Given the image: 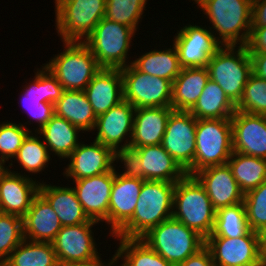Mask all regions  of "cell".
Returning a JSON list of instances; mask_svg holds the SVG:
<instances>
[{"label":"cell","instance_id":"7402d4cb","mask_svg":"<svg viewBox=\"0 0 266 266\" xmlns=\"http://www.w3.org/2000/svg\"><path fill=\"white\" fill-rule=\"evenodd\" d=\"M143 181L115 174L109 202V236H114L133 216Z\"/></svg>","mask_w":266,"mask_h":266},{"label":"cell","instance_id":"7a4b0ae2","mask_svg":"<svg viewBox=\"0 0 266 266\" xmlns=\"http://www.w3.org/2000/svg\"><path fill=\"white\" fill-rule=\"evenodd\" d=\"M192 1L209 18L213 26L209 29L222 46L247 45L252 28V0Z\"/></svg>","mask_w":266,"mask_h":266},{"label":"cell","instance_id":"c3c4849f","mask_svg":"<svg viewBox=\"0 0 266 266\" xmlns=\"http://www.w3.org/2000/svg\"><path fill=\"white\" fill-rule=\"evenodd\" d=\"M109 263H104L100 258L87 262H58L57 266H114V256ZM103 262V263H102Z\"/></svg>","mask_w":266,"mask_h":266},{"label":"cell","instance_id":"d590c367","mask_svg":"<svg viewBox=\"0 0 266 266\" xmlns=\"http://www.w3.org/2000/svg\"><path fill=\"white\" fill-rule=\"evenodd\" d=\"M250 230L244 203L220 208L216 211L214 227L208 237L237 238Z\"/></svg>","mask_w":266,"mask_h":266},{"label":"cell","instance_id":"b9f144b4","mask_svg":"<svg viewBox=\"0 0 266 266\" xmlns=\"http://www.w3.org/2000/svg\"><path fill=\"white\" fill-rule=\"evenodd\" d=\"M30 132L33 131L22 123H0V167H5L6 161L17 155L23 140Z\"/></svg>","mask_w":266,"mask_h":266},{"label":"cell","instance_id":"8992f818","mask_svg":"<svg viewBox=\"0 0 266 266\" xmlns=\"http://www.w3.org/2000/svg\"><path fill=\"white\" fill-rule=\"evenodd\" d=\"M195 143L194 162L187 175L226 164L233 153L231 119H197Z\"/></svg>","mask_w":266,"mask_h":266},{"label":"cell","instance_id":"9c48e42d","mask_svg":"<svg viewBox=\"0 0 266 266\" xmlns=\"http://www.w3.org/2000/svg\"><path fill=\"white\" fill-rule=\"evenodd\" d=\"M135 33L134 29L104 17L84 43L101 68L121 69L128 65V51Z\"/></svg>","mask_w":266,"mask_h":266},{"label":"cell","instance_id":"cb8c5ba5","mask_svg":"<svg viewBox=\"0 0 266 266\" xmlns=\"http://www.w3.org/2000/svg\"><path fill=\"white\" fill-rule=\"evenodd\" d=\"M172 107L136 108L130 146L139 148L162 143Z\"/></svg>","mask_w":266,"mask_h":266},{"label":"cell","instance_id":"6da1fadb","mask_svg":"<svg viewBox=\"0 0 266 266\" xmlns=\"http://www.w3.org/2000/svg\"><path fill=\"white\" fill-rule=\"evenodd\" d=\"M175 186L171 182L144 180L132 218L113 237L141 238L172 218Z\"/></svg>","mask_w":266,"mask_h":266},{"label":"cell","instance_id":"f1b7e54d","mask_svg":"<svg viewBox=\"0 0 266 266\" xmlns=\"http://www.w3.org/2000/svg\"><path fill=\"white\" fill-rule=\"evenodd\" d=\"M54 114L83 131H94L97 116L84 91L64 90L54 104Z\"/></svg>","mask_w":266,"mask_h":266},{"label":"cell","instance_id":"9a60e30c","mask_svg":"<svg viewBox=\"0 0 266 266\" xmlns=\"http://www.w3.org/2000/svg\"><path fill=\"white\" fill-rule=\"evenodd\" d=\"M99 222L89 220L72 226H62L51 242L58 262H87L100 258L91 230Z\"/></svg>","mask_w":266,"mask_h":266},{"label":"cell","instance_id":"4316f807","mask_svg":"<svg viewBox=\"0 0 266 266\" xmlns=\"http://www.w3.org/2000/svg\"><path fill=\"white\" fill-rule=\"evenodd\" d=\"M39 193L51 205L62 226L78 225L90 220L72 187H60L42 181L39 184Z\"/></svg>","mask_w":266,"mask_h":266},{"label":"cell","instance_id":"52a82bcc","mask_svg":"<svg viewBox=\"0 0 266 266\" xmlns=\"http://www.w3.org/2000/svg\"><path fill=\"white\" fill-rule=\"evenodd\" d=\"M64 50L43 64L64 90L84 91L102 69L84 42H63Z\"/></svg>","mask_w":266,"mask_h":266},{"label":"cell","instance_id":"30bf717a","mask_svg":"<svg viewBox=\"0 0 266 266\" xmlns=\"http://www.w3.org/2000/svg\"><path fill=\"white\" fill-rule=\"evenodd\" d=\"M123 100L135 108L171 107L173 82L135 69L130 63L121 68Z\"/></svg>","mask_w":266,"mask_h":266},{"label":"cell","instance_id":"1f68e13d","mask_svg":"<svg viewBox=\"0 0 266 266\" xmlns=\"http://www.w3.org/2000/svg\"><path fill=\"white\" fill-rule=\"evenodd\" d=\"M135 69L151 76L161 77L169 81H174L180 74L178 52L174 44L165 50L149 51L129 62Z\"/></svg>","mask_w":266,"mask_h":266},{"label":"cell","instance_id":"f546056e","mask_svg":"<svg viewBox=\"0 0 266 266\" xmlns=\"http://www.w3.org/2000/svg\"><path fill=\"white\" fill-rule=\"evenodd\" d=\"M82 131L66 119L53 115L51 120L37 133L41 136L49 153L67 158L80 144L78 132Z\"/></svg>","mask_w":266,"mask_h":266},{"label":"cell","instance_id":"ee69618b","mask_svg":"<svg viewBox=\"0 0 266 266\" xmlns=\"http://www.w3.org/2000/svg\"><path fill=\"white\" fill-rule=\"evenodd\" d=\"M246 46L249 53L266 54V26H252L250 38Z\"/></svg>","mask_w":266,"mask_h":266},{"label":"cell","instance_id":"7c38bea8","mask_svg":"<svg viewBox=\"0 0 266 266\" xmlns=\"http://www.w3.org/2000/svg\"><path fill=\"white\" fill-rule=\"evenodd\" d=\"M205 246L210 250L215 266L262 264L260 234L252 230L237 238L207 237Z\"/></svg>","mask_w":266,"mask_h":266},{"label":"cell","instance_id":"3957f363","mask_svg":"<svg viewBox=\"0 0 266 266\" xmlns=\"http://www.w3.org/2000/svg\"><path fill=\"white\" fill-rule=\"evenodd\" d=\"M216 210L205 188L190 175L176 182L172 218L198 232L205 239L214 227Z\"/></svg>","mask_w":266,"mask_h":266},{"label":"cell","instance_id":"d6a6232c","mask_svg":"<svg viewBox=\"0 0 266 266\" xmlns=\"http://www.w3.org/2000/svg\"><path fill=\"white\" fill-rule=\"evenodd\" d=\"M58 259L51 242L24 239L2 263V266H57Z\"/></svg>","mask_w":266,"mask_h":266},{"label":"cell","instance_id":"5bb4252c","mask_svg":"<svg viewBox=\"0 0 266 266\" xmlns=\"http://www.w3.org/2000/svg\"><path fill=\"white\" fill-rule=\"evenodd\" d=\"M182 68L207 67L209 59L222 46L207 27L185 25L174 36Z\"/></svg>","mask_w":266,"mask_h":266},{"label":"cell","instance_id":"ba28073f","mask_svg":"<svg viewBox=\"0 0 266 266\" xmlns=\"http://www.w3.org/2000/svg\"><path fill=\"white\" fill-rule=\"evenodd\" d=\"M106 0H55V24L62 42H85L105 17Z\"/></svg>","mask_w":266,"mask_h":266},{"label":"cell","instance_id":"7dc6e473","mask_svg":"<svg viewBox=\"0 0 266 266\" xmlns=\"http://www.w3.org/2000/svg\"><path fill=\"white\" fill-rule=\"evenodd\" d=\"M252 63V73L258 78L266 80V54L249 53Z\"/></svg>","mask_w":266,"mask_h":266},{"label":"cell","instance_id":"484cf974","mask_svg":"<svg viewBox=\"0 0 266 266\" xmlns=\"http://www.w3.org/2000/svg\"><path fill=\"white\" fill-rule=\"evenodd\" d=\"M142 165L144 180L176 183L187 174L161 144L136 148Z\"/></svg>","mask_w":266,"mask_h":266},{"label":"cell","instance_id":"ac0fdd59","mask_svg":"<svg viewBox=\"0 0 266 266\" xmlns=\"http://www.w3.org/2000/svg\"><path fill=\"white\" fill-rule=\"evenodd\" d=\"M69 164L63 175L73 180L97 176L114 170V151L94 140L91 144H80L66 158Z\"/></svg>","mask_w":266,"mask_h":266},{"label":"cell","instance_id":"4fadbf2b","mask_svg":"<svg viewBox=\"0 0 266 266\" xmlns=\"http://www.w3.org/2000/svg\"><path fill=\"white\" fill-rule=\"evenodd\" d=\"M197 119L189 111L174 110L167 121L162 147L187 171L194 162Z\"/></svg>","mask_w":266,"mask_h":266},{"label":"cell","instance_id":"ffe728a7","mask_svg":"<svg viewBox=\"0 0 266 266\" xmlns=\"http://www.w3.org/2000/svg\"><path fill=\"white\" fill-rule=\"evenodd\" d=\"M231 125L234 152L266 159V116L236 110Z\"/></svg>","mask_w":266,"mask_h":266},{"label":"cell","instance_id":"603a6c76","mask_svg":"<svg viewBox=\"0 0 266 266\" xmlns=\"http://www.w3.org/2000/svg\"><path fill=\"white\" fill-rule=\"evenodd\" d=\"M96 116L106 113L123 101L121 69L102 68L84 90Z\"/></svg>","mask_w":266,"mask_h":266},{"label":"cell","instance_id":"bcb514c9","mask_svg":"<svg viewBox=\"0 0 266 266\" xmlns=\"http://www.w3.org/2000/svg\"><path fill=\"white\" fill-rule=\"evenodd\" d=\"M252 26H266V0H252Z\"/></svg>","mask_w":266,"mask_h":266},{"label":"cell","instance_id":"4dcf8cb0","mask_svg":"<svg viewBox=\"0 0 266 266\" xmlns=\"http://www.w3.org/2000/svg\"><path fill=\"white\" fill-rule=\"evenodd\" d=\"M236 106L222 88L209 79L195 105L189 112L196 119H231Z\"/></svg>","mask_w":266,"mask_h":266},{"label":"cell","instance_id":"8d00e7d4","mask_svg":"<svg viewBox=\"0 0 266 266\" xmlns=\"http://www.w3.org/2000/svg\"><path fill=\"white\" fill-rule=\"evenodd\" d=\"M35 135V136H34ZM36 132H30L23 140L14 161L17 160L21 168H24L27 173L37 174L44 171L48 167L50 157L47 146L44 144L43 139H40ZM47 165V166H46Z\"/></svg>","mask_w":266,"mask_h":266},{"label":"cell","instance_id":"83f0119b","mask_svg":"<svg viewBox=\"0 0 266 266\" xmlns=\"http://www.w3.org/2000/svg\"><path fill=\"white\" fill-rule=\"evenodd\" d=\"M209 79L207 67L182 68L173 81L171 107L176 111H189Z\"/></svg>","mask_w":266,"mask_h":266},{"label":"cell","instance_id":"d6986e66","mask_svg":"<svg viewBox=\"0 0 266 266\" xmlns=\"http://www.w3.org/2000/svg\"><path fill=\"white\" fill-rule=\"evenodd\" d=\"M135 109L129 102L123 100L106 113L97 116L94 127L97 134L94 140L113 151L130 146Z\"/></svg>","mask_w":266,"mask_h":266},{"label":"cell","instance_id":"f6af8a7d","mask_svg":"<svg viewBox=\"0 0 266 266\" xmlns=\"http://www.w3.org/2000/svg\"><path fill=\"white\" fill-rule=\"evenodd\" d=\"M179 266H215L210 250L204 246L194 255L189 256Z\"/></svg>","mask_w":266,"mask_h":266},{"label":"cell","instance_id":"836d02e7","mask_svg":"<svg viewBox=\"0 0 266 266\" xmlns=\"http://www.w3.org/2000/svg\"><path fill=\"white\" fill-rule=\"evenodd\" d=\"M227 163L244 194L266 180V159L233 151Z\"/></svg>","mask_w":266,"mask_h":266},{"label":"cell","instance_id":"5b68a950","mask_svg":"<svg viewBox=\"0 0 266 266\" xmlns=\"http://www.w3.org/2000/svg\"><path fill=\"white\" fill-rule=\"evenodd\" d=\"M209 78L216 82L236 106L252 74V63L246 45L221 46L209 59Z\"/></svg>","mask_w":266,"mask_h":266},{"label":"cell","instance_id":"44dd1931","mask_svg":"<svg viewBox=\"0 0 266 266\" xmlns=\"http://www.w3.org/2000/svg\"><path fill=\"white\" fill-rule=\"evenodd\" d=\"M193 176L205 188L216 211L243 202L244 193L240 190L228 163L204 168Z\"/></svg>","mask_w":266,"mask_h":266},{"label":"cell","instance_id":"d4e9b609","mask_svg":"<svg viewBox=\"0 0 266 266\" xmlns=\"http://www.w3.org/2000/svg\"><path fill=\"white\" fill-rule=\"evenodd\" d=\"M23 228L27 240L52 242L62 225L51 205L38 193L23 217Z\"/></svg>","mask_w":266,"mask_h":266},{"label":"cell","instance_id":"ab89813d","mask_svg":"<svg viewBox=\"0 0 266 266\" xmlns=\"http://www.w3.org/2000/svg\"><path fill=\"white\" fill-rule=\"evenodd\" d=\"M236 110L266 116V80L249 76Z\"/></svg>","mask_w":266,"mask_h":266},{"label":"cell","instance_id":"e575fe53","mask_svg":"<svg viewBox=\"0 0 266 266\" xmlns=\"http://www.w3.org/2000/svg\"><path fill=\"white\" fill-rule=\"evenodd\" d=\"M119 240V246L113 254L114 266L120 260L119 266H172L161 255L151 249L140 238H115Z\"/></svg>","mask_w":266,"mask_h":266},{"label":"cell","instance_id":"277c9868","mask_svg":"<svg viewBox=\"0 0 266 266\" xmlns=\"http://www.w3.org/2000/svg\"><path fill=\"white\" fill-rule=\"evenodd\" d=\"M172 266H179L205 246V238L185 224L170 218L140 238Z\"/></svg>","mask_w":266,"mask_h":266},{"label":"cell","instance_id":"681fc988","mask_svg":"<svg viewBox=\"0 0 266 266\" xmlns=\"http://www.w3.org/2000/svg\"><path fill=\"white\" fill-rule=\"evenodd\" d=\"M261 262L266 263V230L260 234Z\"/></svg>","mask_w":266,"mask_h":266},{"label":"cell","instance_id":"74e56055","mask_svg":"<svg viewBox=\"0 0 266 266\" xmlns=\"http://www.w3.org/2000/svg\"><path fill=\"white\" fill-rule=\"evenodd\" d=\"M146 4L147 0H106L105 18L137 31Z\"/></svg>","mask_w":266,"mask_h":266},{"label":"cell","instance_id":"7bdbcfd3","mask_svg":"<svg viewBox=\"0 0 266 266\" xmlns=\"http://www.w3.org/2000/svg\"><path fill=\"white\" fill-rule=\"evenodd\" d=\"M124 164V172L118 173L114 167L115 174L123 175L130 178H138L144 180V174L137 149L131 146L122 147L114 150V162Z\"/></svg>","mask_w":266,"mask_h":266},{"label":"cell","instance_id":"8fae6325","mask_svg":"<svg viewBox=\"0 0 266 266\" xmlns=\"http://www.w3.org/2000/svg\"><path fill=\"white\" fill-rule=\"evenodd\" d=\"M33 79L22 89L21 103L28 115L38 123L36 133L51 120L54 104L61 98L64 88L45 66L37 68Z\"/></svg>","mask_w":266,"mask_h":266},{"label":"cell","instance_id":"f35d334b","mask_svg":"<svg viewBox=\"0 0 266 266\" xmlns=\"http://www.w3.org/2000/svg\"><path fill=\"white\" fill-rule=\"evenodd\" d=\"M24 239L23 218L0 212V264Z\"/></svg>","mask_w":266,"mask_h":266},{"label":"cell","instance_id":"e0dca14e","mask_svg":"<svg viewBox=\"0 0 266 266\" xmlns=\"http://www.w3.org/2000/svg\"><path fill=\"white\" fill-rule=\"evenodd\" d=\"M114 170L97 176L73 180L72 187L89 219L109 224V202Z\"/></svg>","mask_w":266,"mask_h":266},{"label":"cell","instance_id":"2e32d148","mask_svg":"<svg viewBox=\"0 0 266 266\" xmlns=\"http://www.w3.org/2000/svg\"><path fill=\"white\" fill-rule=\"evenodd\" d=\"M16 172L0 167V212L23 218L39 193L40 182Z\"/></svg>","mask_w":266,"mask_h":266},{"label":"cell","instance_id":"60d3db41","mask_svg":"<svg viewBox=\"0 0 266 266\" xmlns=\"http://www.w3.org/2000/svg\"><path fill=\"white\" fill-rule=\"evenodd\" d=\"M243 203L250 230L261 234L266 230V180L244 194Z\"/></svg>","mask_w":266,"mask_h":266}]
</instances>
